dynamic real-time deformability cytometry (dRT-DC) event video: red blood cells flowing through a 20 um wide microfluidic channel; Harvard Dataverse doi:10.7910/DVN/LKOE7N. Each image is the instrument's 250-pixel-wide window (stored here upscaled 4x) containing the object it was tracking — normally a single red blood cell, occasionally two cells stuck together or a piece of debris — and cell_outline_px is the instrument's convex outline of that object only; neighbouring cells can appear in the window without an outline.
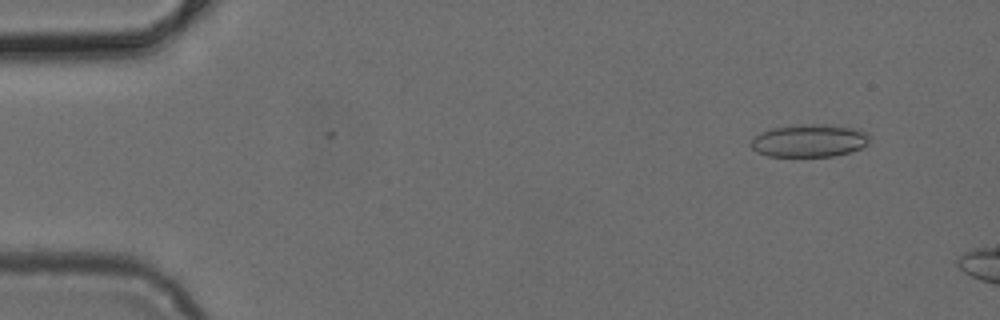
{"species": "common noctule bat (a hibernating species)", "species_latin": "Nyctalus noctula", "temperature_condition": "cold", "stored_images_in_passage": 6, "camera_frame_rate_fps": 3000, "um_per_image_px": 0.085, "animal": {"sex": "female", "body_mass_g": 24.6, "forearm_length_mm": 56.2}, "frame": {"image": 1, "passage_image": 5, "time_ms": 1.333, "image_size_px": [1000, 320], "cell_outline_px": [[872, 140], [868, 144], [860, 148], [848, 152], [832, 156], [768, 156], [756, 152], [752, 148], [752, 140], [760, 132], [772, 128], [804, 124], [828, 124], [860, 128], [868, 132], [872, 136]], "centroid_in_image_um": [68.87, 11.94], "position_along_channel_um": 16.1, "area_um2": 22.89}}